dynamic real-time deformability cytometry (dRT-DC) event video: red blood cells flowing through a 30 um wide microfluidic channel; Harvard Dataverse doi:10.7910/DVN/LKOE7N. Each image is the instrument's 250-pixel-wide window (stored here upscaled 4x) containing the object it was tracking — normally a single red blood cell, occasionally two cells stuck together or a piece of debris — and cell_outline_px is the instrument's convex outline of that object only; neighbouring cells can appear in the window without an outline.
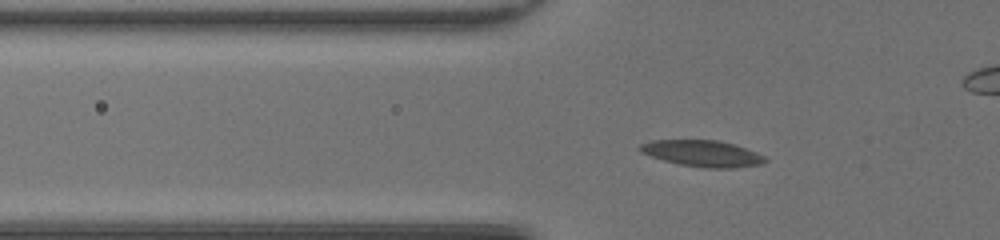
{"species": "common noctule bat (a hibernating species)", "species_latin": "Nyctalus noctula", "temperature_condition": "room temperature", "stored_images_in_passage": 48, "camera_frame_rate_fps": 3000, "um_per_image_px": 0.085, "animal": {"sex": "female", "body_mass_g": 20.0, "forearm_length_mm": 54.0}, "frame": {"image": 1, "passage_image": 15, "time_ms": 4.667, "image_size_px": [1000, 240], "cell_outline_px": [[768, 160], [764, 164], [736, 168], [708, 168], [680, 164], [664, 160], [640, 152], [636, 148], [640, 144], [652, 140], [720, 140], [756, 152], [764, 156]], "centroid_in_image_um": [59.71, 13.04], "position_along_channel_um": 66.1, "area_um2": 19.19}}
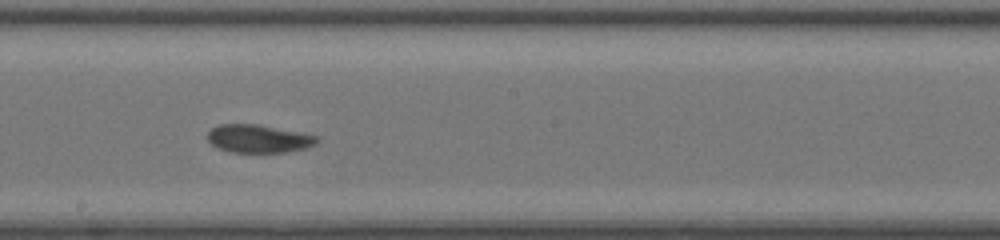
{"frame": {"image": 2, "passage_image": 27, "time_ms": 8.667, "image_size_px": [1000, 240], "cell_outline_px": [[320, 140], [316, 144], [304, 148], [284, 152], [232, 152], [220, 148], [212, 144], [208, 140], [208, 132], [212, 128], [220, 124], [260, 124], [320, 136]], "centroid_in_image_um": [22.02, 11.77], "position_along_channel_um": 226.2, "area_um2": 17.86}}
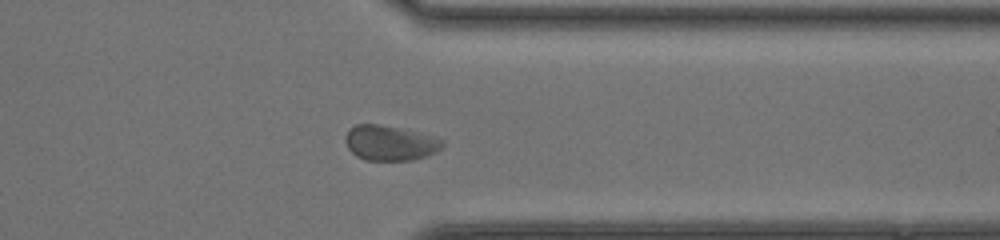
{"frame": {"image": 3, "passage_image": 38, "time_ms": 12.333, "image_size_px": [1000, 240], "cell_outline_px": [[444, 144], [436, 152], [412, 160], [364, 160], [356, 156], [348, 148], [344, 140], [348, 132], [356, 124], [380, 124], [444, 140]], "centroid_in_image_um": [33.1, 12.17], "position_along_channel_um": 378.3, "area_um2": 19.31}, "authors_computed_cell_mechanics": {"area_um2": 18.9295, "velocity_mm_per_s": 4.1675, "shape_relaxation_time_tau1_ms": 4.3761, "shape_relaxation_time_tau2_ms": 0.9515, "deformation_change_tau1": 0.1113, "deformation_change_tau2": 0.0477}}